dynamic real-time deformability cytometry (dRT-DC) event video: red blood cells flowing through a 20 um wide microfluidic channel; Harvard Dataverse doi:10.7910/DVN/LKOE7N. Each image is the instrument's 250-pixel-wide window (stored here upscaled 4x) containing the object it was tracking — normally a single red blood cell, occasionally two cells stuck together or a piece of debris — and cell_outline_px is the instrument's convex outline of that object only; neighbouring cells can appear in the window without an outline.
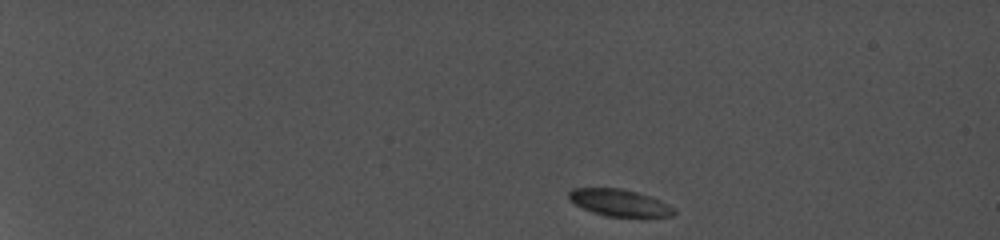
{"species": "common noctule bat (a hibernating species)", "species_latin": "Nyctalus noctula", "temperature_condition": "cold", "stored_images_in_passage": 41, "camera_frame_rate_fps": 5000, "um_per_image_px": 0.085, "animal": {"sex": "female", "body_mass_g": 19.0, "forearm_length_mm": 56.7}, "frame": {"image": 1, "passage_image": 1, "time_ms": 0.0, "image_size_px": [1000, 240], "cell_outline_px": [[676, 212], [672, 216], [604, 216], [592, 212], [568, 200], [568, 192], [572, 188], [620, 188], [652, 196], [676, 208]], "centroid_in_image_um": [52.65, 17.22], "position_along_channel_um": 32.3, "area_um2": 16.47}}
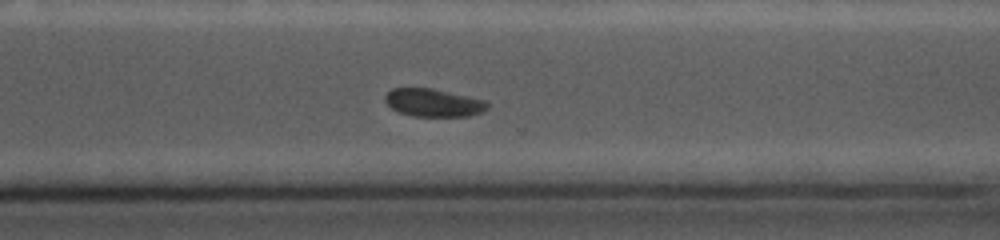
{"frame": {"image": 2, "passage_image": 34, "time_ms": 11.8, "image_size_px": [1000, 240], "cell_outline_px": [[488, 108], [484, 112], [468, 116], [412, 116], [400, 112], [392, 108], [384, 100], [384, 96], [392, 88], [432, 88], [484, 100], [488, 104]], "centroid_in_image_um": [36.84, 8.73], "position_along_channel_um": 333.8, "area_um2": 16.53}}
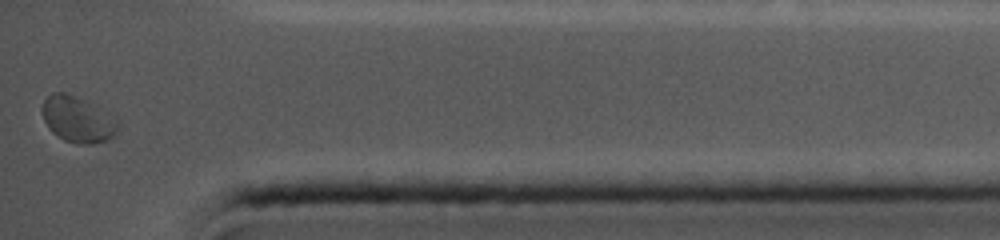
{"frame": {"image": 3, "passage_image": 41, "time_ms": 14.4, "image_size_px": [1000, 240], "cell_outline_px": [[120, 128], [108, 140], [92, 144], [76, 144], [64, 140], [52, 132], [48, 128], [40, 112], [40, 108], [44, 100], [52, 92], [64, 92], [84, 100], [116, 116], [120, 124]], "centroid_in_image_um": [6.61, 10.15], "position_along_channel_um": 428.6, "area_um2": 20.63}, "authors_computed_cell_mechanics": {"area_um2": 17.5134, "velocity_mm_per_s": 3.786, "shape_relaxation_time_tau1_ms": 1.0693, "shape_relaxation_time_tau2_ms": null, "deformation_change_tau1": 0.0433, "deformation_change_tau2": null}}